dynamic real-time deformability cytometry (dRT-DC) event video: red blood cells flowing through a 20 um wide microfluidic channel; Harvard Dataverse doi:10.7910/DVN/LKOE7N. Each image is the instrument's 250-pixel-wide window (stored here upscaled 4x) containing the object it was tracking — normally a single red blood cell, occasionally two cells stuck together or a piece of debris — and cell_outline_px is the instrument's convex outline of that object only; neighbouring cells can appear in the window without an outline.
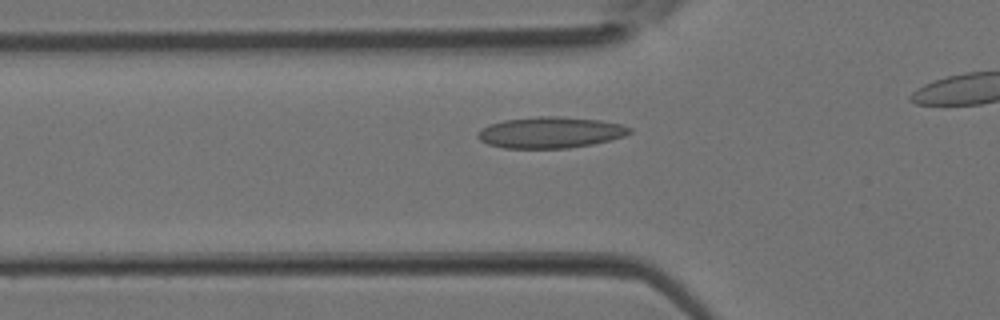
{"species": "Egyptian fruit bat (a non-hibernating species)", "species_latin": "Rousettus aegyptiacus", "temperature_condition": "room temperature", "stored_images_in_passage": 26, "camera_frame_rate_fps": 3000, "um_per_image_px": 0.085, "animal": {"sex": "female"}, "frame": {"image": 1, "passage_image": 8, "time_ms": 2.333, "image_size_px": [1000, 320], "cell_outline_px": [[632, 132], [624, 136], [592, 144], [568, 148], [504, 148], [488, 144], [480, 140], [476, 136], [476, 132], [488, 124], [504, 120], [536, 116], [560, 116], [600, 120], [620, 124], [632, 128]], "centroid_in_image_um": [46.75, 11.25], "position_along_channel_um": 79.1, "area_um2": 27.69}}
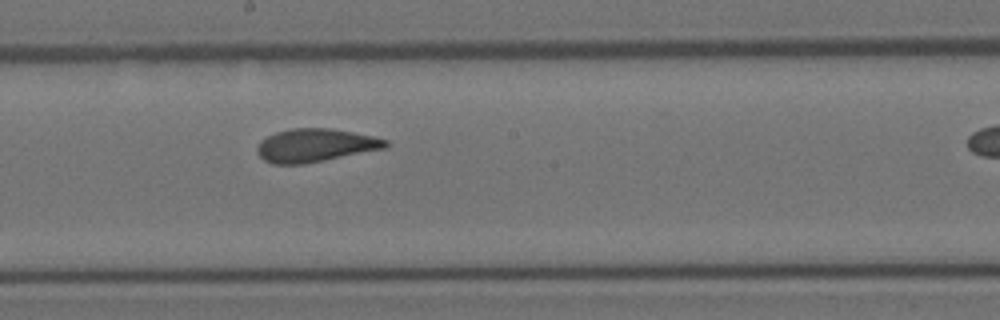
{"frame": {"image": 2, "passage_image": 16, "time_ms": 5.0, "image_size_px": [1000, 320], "cell_outline_px": [[388, 144], [384, 148], [304, 164], [272, 164], [264, 160], [260, 156], [256, 148], [260, 140], [276, 132], [288, 128], [332, 128], [372, 136], [388, 140]], "centroid_in_image_um": [26.75, 12.34], "position_along_channel_um": 221.4, "area_um2": 24.68}}
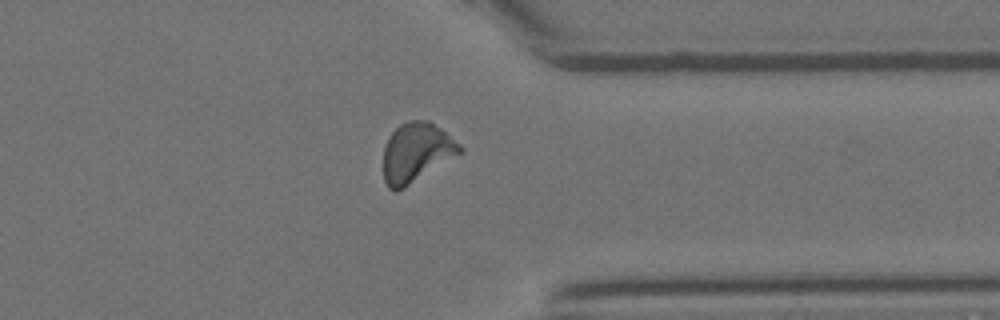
{"frame": {"image": 3, "passage_image": 25, "time_ms": 8.0, "image_size_px": [1000, 320], "cell_outline_px": [[464, 152], [404, 188], [396, 192], [388, 188], [384, 180], [384, 148], [388, 136], [400, 124], [408, 120], [428, 120], [440, 128], [460, 144], [464, 148]], "centroid_in_image_um": [35.4, 12.97], "position_along_channel_um": 376.0, "area_um2": 26.59}}